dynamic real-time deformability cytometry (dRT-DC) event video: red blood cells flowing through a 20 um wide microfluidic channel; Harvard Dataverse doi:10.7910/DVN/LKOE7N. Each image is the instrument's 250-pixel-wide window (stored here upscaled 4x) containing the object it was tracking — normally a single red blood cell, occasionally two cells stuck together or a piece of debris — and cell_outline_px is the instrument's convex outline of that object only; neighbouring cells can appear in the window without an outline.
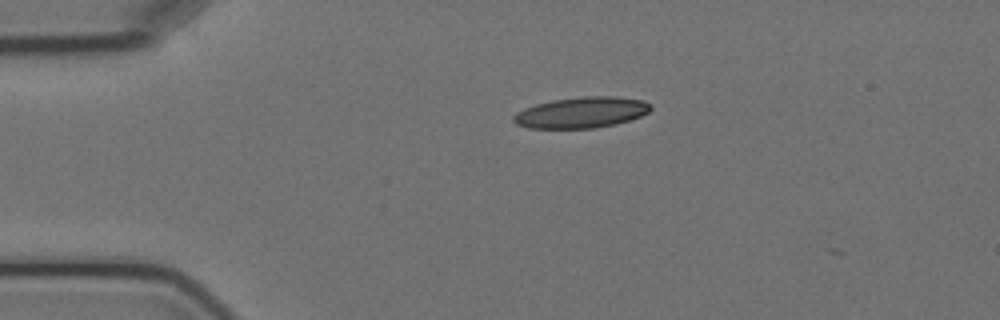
{"species": "Egyptian fruit bat (a non-hibernating species)", "species_latin": "Rousettus aegyptiacus", "temperature_condition": "cold", "stored_images_in_passage": 2, "camera_frame_rate_fps": 3000, "um_per_image_px": 0.085, "animal": {"sex": "female"}, "frame": {"image": 1, "passage_image": 1, "time_ms": 0.0, "image_size_px": [1000, 320], "cell_outline_px": [[652, 108], [648, 112], [640, 116], [616, 124], [592, 128], [528, 128], [516, 124], [512, 120], [512, 116], [516, 112], [524, 108], [536, 104], [552, 100], [584, 96], [616, 96], [644, 100], [652, 104]], "centroid_in_image_um": [49.42, 9.55], "position_along_channel_um": 35.6, "area_um2": 24.85}}